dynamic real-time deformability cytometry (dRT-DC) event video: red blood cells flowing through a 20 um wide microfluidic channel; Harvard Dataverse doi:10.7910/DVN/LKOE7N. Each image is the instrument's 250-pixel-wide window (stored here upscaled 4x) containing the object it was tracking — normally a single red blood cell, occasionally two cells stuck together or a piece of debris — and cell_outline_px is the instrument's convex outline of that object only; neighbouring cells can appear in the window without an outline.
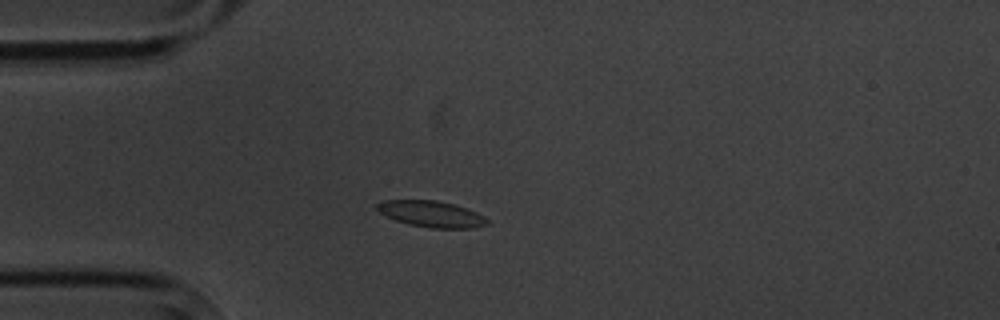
{"species": "common noctule bat (a hibernating species)", "species_latin": "Nyctalus noctula", "temperature_condition": "cold", "stored_images_in_passage": 14, "camera_frame_rate_fps": 3000, "um_per_image_px": 0.085, "animal": {"sex": "male", "body_mass_g": 20.1, "forearm_length_mm": 53.5}, "frame": {"image": 1, "passage_image": 3, "time_ms": 3.333, "image_size_px": [1000, 320], "cell_outline_px": [[488, 224], [476, 228], [432, 228], [408, 224], [396, 220], [380, 212], [376, 208], [376, 204], [384, 200], [436, 200], [468, 208], [484, 216], [488, 220]], "centroid_in_image_um": [36.7, 18.19], "position_along_channel_um": 48.3, "area_um2": 16.76}}
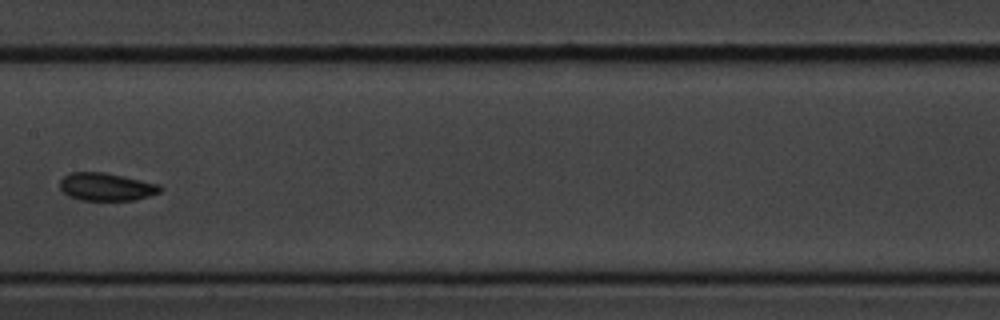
{"frame": {"image": 2, "passage_image": 7, "time_ms": 8.0, "image_size_px": [1000, 320], "cell_outline_px": [[164, 188], [160, 192], [136, 200], [80, 200], [68, 196], [60, 188], [60, 180], [64, 176], [72, 172], [104, 172], [160, 184]], "centroid_in_image_um": [9.05, 15.88], "position_along_channel_um": 198.4, "area_um2": 16.3}}
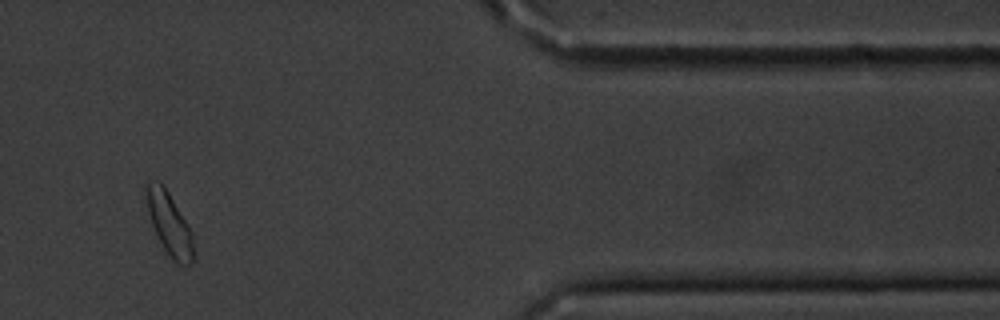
{"frame": {"image": 3, "passage_image": 12, "time_ms": 14.667, "image_size_px": [1000, 320], "cell_outline_px": [[192, 264], [176, 264], [168, 256], [156, 236], [148, 212], [144, 188], [144, 184], [160, 184], [168, 192], [188, 224], [192, 232]], "centroid_in_image_um": [14.38, 19.08], "position_along_channel_um": 397.0, "area_um2": 16.82}}